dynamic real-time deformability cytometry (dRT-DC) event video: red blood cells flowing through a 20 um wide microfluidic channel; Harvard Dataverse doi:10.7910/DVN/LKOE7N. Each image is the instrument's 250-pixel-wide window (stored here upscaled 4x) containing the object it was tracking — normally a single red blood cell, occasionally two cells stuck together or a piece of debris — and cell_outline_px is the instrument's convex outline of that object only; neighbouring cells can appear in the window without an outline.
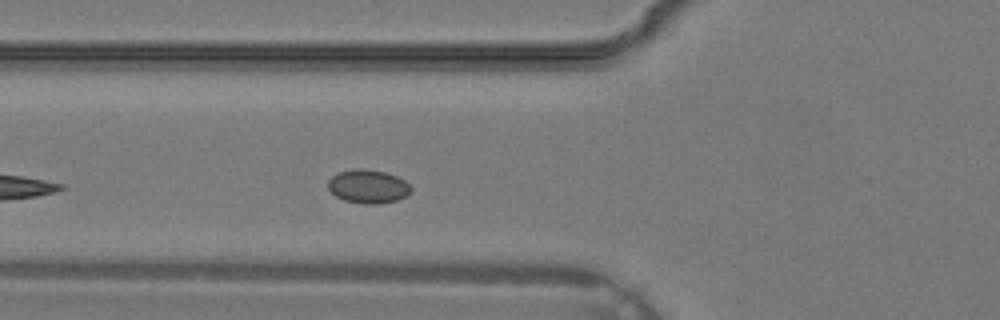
{"species": "common noctule bat (a hibernating species)", "species_latin": "Nyctalus noctula", "temperature_condition": "warm", "stored_images_in_passage": 23, "camera_frame_rate_fps": 3000, "um_per_image_px": 0.085, "animal": {"sex": "male", "body_mass_g": 19.2, "forearm_length_mm": 51.8}, "frame": {"image": 1, "passage_image": 7, "time_ms": 2.0, "image_size_px": [1000, 320], "cell_outline_px": [[412, 188], [404, 196], [396, 200], [380, 204], [364, 204], [344, 200], [336, 196], [328, 188], [328, 180], [332, 176], [340, 172], [356, 168], [364, 168], [384, 172], [396, 176], [404, 180]], "centroid_in_image_um": [31.26, 15.84], "position_along_channel_um": 94.5, "area_um2": 16.07}}
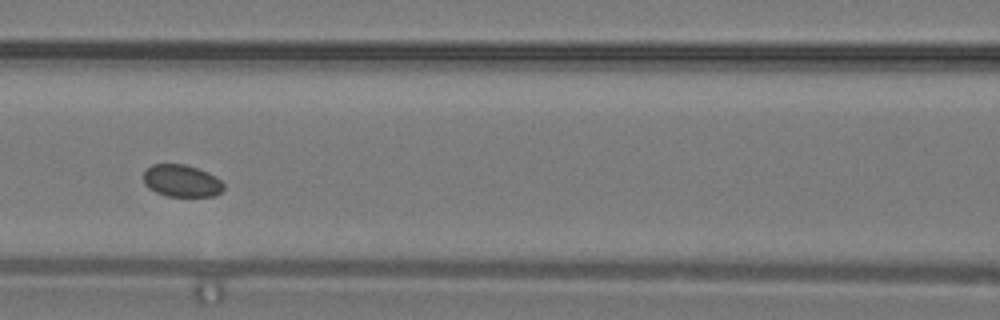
{"frame": {"image": 2, "passage_image": 10, "time_ms": 3.0, "image_size_px": [1000, 320], "cell_outline_px": [[224, 188], [216, 196], [168, 196], [156, 192], [148, 188], [144, 184], [144, 172], [152, 164], [184, 164], [208, 172], [216, 176], [224, 184]], "centroid_in_image_um": [15.44, 15.37], "position_along_channel_um": 151.2, "area_um2": 15.03}}